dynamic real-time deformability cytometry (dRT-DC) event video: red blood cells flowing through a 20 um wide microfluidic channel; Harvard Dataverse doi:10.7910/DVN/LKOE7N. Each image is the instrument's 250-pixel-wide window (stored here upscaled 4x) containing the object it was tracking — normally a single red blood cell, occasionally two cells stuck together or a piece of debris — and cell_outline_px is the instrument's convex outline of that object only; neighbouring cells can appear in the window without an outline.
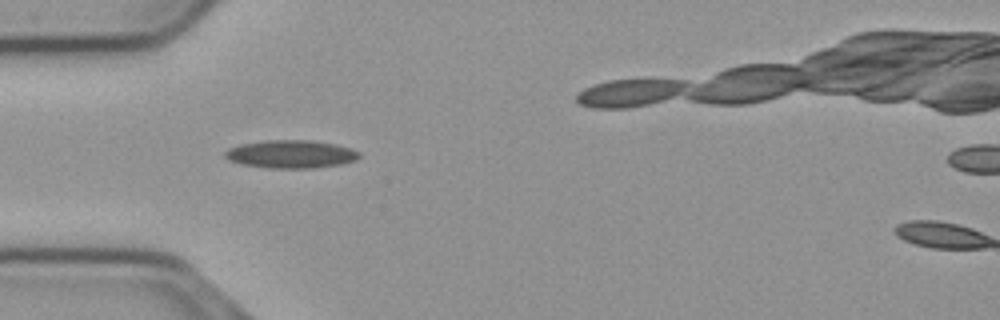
{"species": "common noctule bat (a hibernating species)", "species_latin": "Nyctalus noctula", "temperature_condition": "cold", "stored_images_in_passage": 33, "camera_frame_rate_fps": 3000, "um_per_image_px": 0.085, "animal": {"sex": "male", "body_mass_g": 23.1, "forearm_length_mm": 52.7}, "frame": {"image": 1, "passage_image": 2, "time_ms": 0.333, "image_size_px": [1000, 320], "cell_outline_px": [[360, 156], [356, 160], [340, 164], [312, 168], [268, 168], [244, 164], [228, 160], [224, 156], [224, 152], [228, 148], [240, 144], [264, 140], [308, 140], [336, 144], [352, 148], [360, 152]], "centroid_in_image_um": [24.72, 13.09], "position_along_channel_um": 60.3, "area_um2": 21.96}}
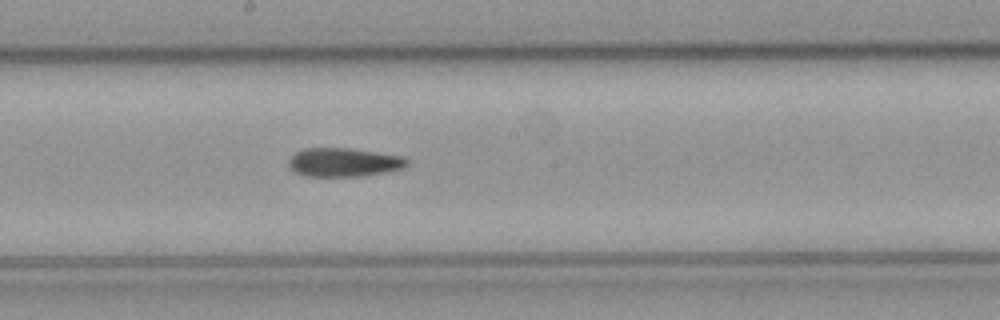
{"frame": {"image": 2, "passage_image": 15, "time_ms": 4.667, "image_size_px": [1000, 320], "cell_outline_px": [[408, 164], [404, 168], [364, 176], [304, 176], [296, 172], [288, 164], [288, 160], [296, 152], [304, 148], [348, 148], [400, 156], [408, 160]], "centroid_in_image_um": [29.2, 13.8], "position_along_channel_um": 219.0, "area_um2": 19.59}}
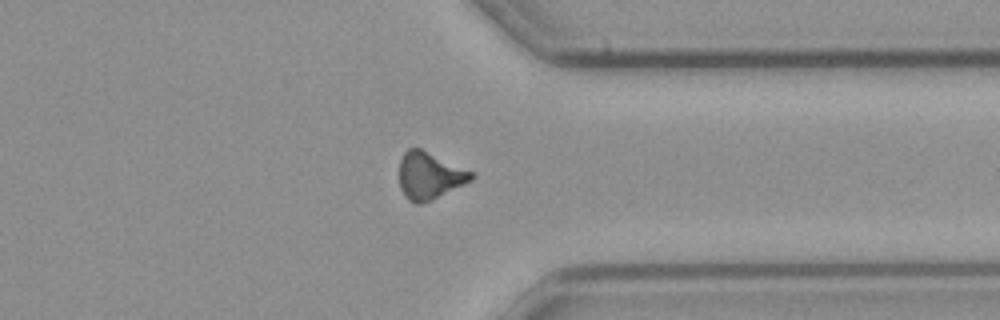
{"frame": {"image": 3, "passage_image": 28, "time_ms": 9.0, "image_size_px": [1000, 320], "cell_outline_px": [[472, 180], [432, 200], [420, 204], [416, 204], [408, 200], [400, 188], [400, 160], [404, 152], [408, 148], [420, 148], [472, 172]], "centroid_in_image_um": [36.47, 14.94], "position_along_channel_um": 374.9, "area_um2": 19.42}}